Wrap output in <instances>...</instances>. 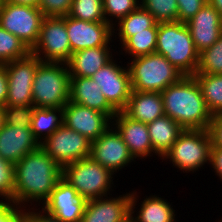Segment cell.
Returning a JSON list of instances; mask_svg holds the SVG:
<instances>
[{
  "label": "cell",
  "mask_w": 222,
  "mask_h": 222,
  "mask_svg": "<svg viewBox=\"0 0 222 222\" xmlns=\"http://www.w3.org/2000/svg\"><path fill=\"white\" fill-rule=\"evenodd\" d=\"M91 144L88 138L62 124L40 146L63 169L90 157Z\"/></svg>",
  "instance_id": "obj_10"
},
{
  "label": "cell",
  "mask_w": 222,
  "mask_h": 222,
  "mask_svg": "<svg viewBox=\"0 0 222 222\" xmlns=\"http://www.w3.org/2000/svg\"><path fill=\"white\" fill-rule=\"evenodd\" d=\"M34 105L4 106V124L12 127L31 128Z\"/></svg>",
  "instance_id": "obj_35"
},
{
  "label": "cell",
  "mask_w": 222,
  "mask_h": 222,
  "mask_svg": "<svg viewBox=\"0 0 222 222\" xmlns=\"http://www.w3.org/2000/svg\"><path fill=\"white\" fill-rule=\"evenodd\" d=\"M65 24L71 55L87 48L112 47L110 43L113 42V27L107 22H87L67 15L65 16Z\"/></svg>",
  "instance_id": "obj_15"
},
{
  "label": "cell",
  "mask_w": 222,
  "mask_h": 222,
  "mask_svg": "<svg viewBox=\"0 0 222 222\" xmlns=\"http://www.w3.org/2000/svg\"><path fill=\"white\" fill-rule=\"evenodd\" d=\"M122 222H135V220L133 219V215H129L126 219H124Z\"/></svg>",
  "instance_id": "obj_47"
},
{
  "label": "cell",
  "mask_w": 222,
  "mask_h": 222,
  "mask_svg": "<svg viewBox=\"0 0 222 222\" xmlns=\"http://www.w3.org/2000/svg\"><path fill=\"white\" fill-rule=\"evenodd\" d=\"M8 95V79L4 64H0V105L5 106Z\"/></svg>",
  "instance_id": "obj_43"
},
{
  "label": "cell",
  "mask_w": 222,
  "mask_h": 222,
  "mask_svg": "<svg viewBox=\"0 0 222 222\" xmlns=\"http://www.w3.org/2000/svg\"><path fill=\"white\" fill-rule=\"evenodd\" d=\"M139 196L135 191H131L130 200V214L134 215L133 219L135 222H175L176 213L172 208V204L168 203L166 199L159 197V195L146 196L144 201H141L139 205V211L136 213L135 217V206L138 202Z\"/></svg>",
  "instance_id": "obj_23"
},
{
  "label": "cell",
  "mask_w": 222,
  "mask_h": 222,
  "mask_svg": "<svg viewBox=\"0 0 222 222\" xmlns=\"http://www.w3.org/2000/svg\"><path fill=\"white\" fill-rule=\"evenodd\" d=\"M140 6L148 11L157 23L178 21L177 0H140Z\"/></svg>",
  "instance_id": "obj_33"
},
{
  "label": "cell",
  "mask_w": 222,
  "mask_h": 222,
  "mask_svg": "<svg viewBox=\"0 0 222 222\" xmlns=\"http://www.w3.org/2000/svg\"><path fill=\"white\" fill-rule=\"evenodd\" d=\"M43 12L36 7L2 2L0 26L18 37L31 50L39 37Z\"/></svg>",
  "instance_id": "obj_9"
},
{
  "label": "cell",
  "mask_w": 222,
  "mask_h": 222,
  "mask_svg": "<svg viewBox=\"0 0 222 222\" xmlns=\"http://www.w3.org/2000/svg\"><path fill=\"white\" fill-rule=\"evenodd\" d=\"M131 193L87 200L81 222H122L130 215Z\"/></svg>",
  "instance_id": "obj_19"
},
{
  "label": "cell",
  "mask_w": 222,
  "mask_h": 222,
  "mask_svg": "<svg viewBox=\"0 0 222 222\" xmlns=\"http://www.w3.org/2000/svg\"><path fill=\"white\" fill-rule=\"evenodd\" d=\"M114 174L91 157L78 160L62 169V178L86 200L105 197L113 188Z\"/></svg>",
  "instance_id": "obj_7"
},
{
  "label": "cell",
  "mask_w": 222,
  "mask_h": 222,
  "mask_svg": "<svg viewBox=\"0 0 222 222\" xmlns=\"http://www.w3.org/2000/svg\"><path fill=\"white\" fill-rule=\"evenodd\" d=\"M68 16L87 22H106L103 0H73Z\"/></svg>",
  "instance_id": "obj_31"
},
{
  "label": "cell",
  "mask_w": 222,
  "mask_h": 222,
  "mask_svg": "<svg viewBox=\"0 0 222 222\" xmlns=\"http://www.w3.org/2000/svg\"><path fill=\"white\" fill-rule=\"evenodd\" d=\"M42 61L32 53L5 63L8 95L5 106L33 105L32 84L38 65Z\"/></svg>",
  "instance_id": "obj_11"
},
{
  "label": "cell",
  "mask_w": 222,
  "mask_h": 222,
  "mask_svg": "<svg viewBox=\"0 0 222 222\" xmlns=\"http://www.w3.org/2000/svg\"><path fill=\"white\" fill-rule=\"evenodd\" d=\"M90 157L113 174L135 162L128 146L113 125L92 141Z\"/></svg>",
  "instance_id": "obj_14"
},
{
  "label": "cell",
  "mask_w": 222,
  "mask_h": 222,
  "mask_svg": "<svg viewBox=\"0 0 222 222\" xmlns=\"http://www.w3.org/2000/svg\"><path fill=\"white\" fill-rule=\"evenodd\" d=\"M153 150L160 159L176 142L183 128L172 118L163 115L147 124Z\"/></svg>",
  "instance_id": "obj_25"
},
{
  "label": "cell",
  "mask_w": 222,
  "mask_h": 222,
  "mask_svg": "<svg viewBox=\"0 0 222 222\" xmlns=\"http://www.w3.org/2000/svg\"><path fill=\"white\" fill-rule=\"evenodd\" d=\"M4 124V106L0 105V129Z\"/></svg>",
  "instance_id": "obj_46"
},
{
  "label": "cell",
  "mask_w": 222,
  "mask_h": 222,
  "mask_svg": "<svg viewBox=\"0 0 222 222\" xmlns=\"http://www.w3.org/2000/svg\"><path fill=\"white\" fill-rule=\"evenodd\" d=\"M212 139L208 129H184L161 160L172 162L184 173H194L210 164Z\"/></svg>",
  "instance_id": "obj_6"
},
{
  "label": "cell",
  "mask_w": 222,
  "mask_h": 222,
  "mask_svg": "<svg viewBox=\"0 0 222 222\" xmlns=\"http://www.w3.org/2000/svg\"><path fill=\"white\" fill-rule=\"evenodd\" d=\"M155 53L163 55L184 75H194L199 52L194 46L190 30L183 22L158 23Z\"/></svg>",
  "instance_id": "obj_3"
},
{
  "label": "cell",
  "mask_w": 222,
  "mask_h": 222,
  "mask_svg": "<svg viewBox=\"0 0 222 222\" xmlns=\"http://www.w3.org/2000/svg\"><path fill=\"white\" fill-rule=\"evenodd\" d=\"M14 174L13 203L28 208L36 202L37 208V202L43 204L62 178V168L40 146L14 164Z\"/></svg>",
  "instance_id": "obj_1"
},
{
  "label": "cell",
  "mask_w": 222,
  "mask_h": 222,
  "mask_svg": "<svg viewBox=\"0 0 222 222\" xmlns=\"http://www.w3.org/2000/svg\"><path fill=\"white\" fill-rule=\"evenodd\" d=\"M63 124V107H34L31 130L41 144Z\"/></svg>",
  "instance_id": "obj_27"
},
{
  "label": "cell",
  "mask_w": 222,
  "mask_h": 222,
  "mask_svg": "<svg viewBox=\"0 0 222 222\" xmlns=\"http://www.w3.org/2000/svg\"><path fill=\"white\" fill-rule=\"evenodd\" d=\"M122 112L135 121L146 124L153 122L165 115L161 93L132 90Z\"/></svg>",
  "instance_id": "obj_22"
},
{
  "label": "cell",
  "mask_w": 222,
  "mask_h": 222,
  "mask_svg": "<svg viewBox=\"0 0 222 222\" xmlns=\"http://www.w3.org/2000/svg\"><path fill=\"white\" fill-rule=\"evenodd\" d=\"M63 124L92 142L111 127L112 119L95 109L68 101L63 107Z\"/></svg>",
  "instance_id": "obj_16"
},
{
  "label": "cell",
  "mask_w": 222,
  "mask_h": 222,
  "mask_svg": "<svg viewBox=\"0 0 222 222\" xmlns=\"http://www.w3.org/2000/svg\"><path fill=\"white\" fill-rule=\"evenodd\" d=\"M130 62L127 65L134 91L161 93L184 76L163 55L157 53L135 57Z\"/></svg>",
  "instance_id": "obj_4"
},
{
  "label": "cell",
  "mask_w": 222,
  "mask_h": 222,
  "mask_svg": "<svg viewBox=\"0 0 222 222\" xmlns=\"http://www.w3.org/2000/svg\"><path fill=\"white\" fill-rule=\"evenodd\" d=\"M212 146L222 148V113L212 115L209 126Z\"/></svg>",
  "instance_id": "obj_40"
},
{
  "label": "cell",
  "mask_w": 222,
  "mask_h": 222,
  "mask_svg": "<svg viewBox=\"0 0 222 222\" xmlns=\"http://www.w3.org/2000/svg\"><path fill=\"white\" fill-rule=\"evenodd\" d=\"M186 24L199 53L211 47L222 33V15L209 2Z\"/></svg>",
  "instance_id": "obj_18"
},
{
  "label": "cell",
  "mask_w": 222,
  "mask_h": 222,
  "mask_svg": "<svg viewBox=\"0 0 222 222\" xmlns=\"http://www.w3.org/2000/svg\"><path fill=\"white\" fill-rule=\"evenodd\" d=\"M0 222H24V208L0 200Z\"/></svg>",
  "instance_id": "obj_39"
},
{
  "label": "cell",
  "mask_w": 222,
  "mask_h": 222,
  "mask_svg": "<svg viewBox=\"0 0 222 222\" xmlns=\"http://www.w3.org/2000/svg\"><path fill=\"white\" fill-rule=\"evenodd\" d=\"M158 28H149L148 32H140L129 37L121 46L125 54L132 58L153 54L156 51Z\"/></svg>",
  "instance_id": "obj_29"
},
{
  "label": "cell",
  "mask_w": 222,
  "mask_h": 222,
  "mask_svg": "<svg viewBox=\"0 0 222 222\" xmlns=\"http://www.w3.org/2000/svg\"><path fill=\"white\" fill-rule=\"evenodd\" d=\"M39 147L40 144L34 138L31 128L3 124L0 129V157L13 164Z\"/></svg>",
  "instance_id": "obj_20"
},
{
  "label": "cell",
  "mask_w": 222,
  "mask_h": 222,
  "mask_svg": "<svg viewBox=\"0 0 222 222\" xmlns=\"http://www.w3.org/2000/svg\"><path fill=\"white\" fill-rule=\"evenodd\" d=\"M2 2L39 8L40 0H2Z\"/></svg>",
  "instance_id": "obj_44"
},
{
  "label": "cell",
  "mask_w": 222,
  "mask_h": 222,
  "mask_svg": "<svg viewBox=\"0 0 222 222\" xmlns=\"http://www.w3.org/2000/svg\"><path fill=\"white\" fill-rule=\"evenodd\" d=\"M212 115L222 113V74H194Z\"/></svg>",
  "instance_id": "obj_28"
},
{
  "label": "cell",
  "mask_w": 222,
  "mask_h": 222,
  "mask_svg": "<svg viewBox=\"0 0 222 222\" xmlns=\"http://www.w3.org/2000/svg\"><path fill=\"white\" fill-rule=\"evenodd\" d=\"M109 46L87 48L72 53L67 63L70 76L91 77L113 59ZM111 51V52H110Z\"/></svg>",
  "instance_id": "obj_24"
},
{
  "label": "cell",
  "mask_w": 222,
  "mask_h": 222,
  "mask_svg": "<svg viewBox=\"0 0 222 222\" xmlns=\"http://www.w3.org/2000/svg\"><path fill=\"white\" fill-rule=\"evenodd\" d=\"M210 166L213 168L215 175L219 176L222 181V148L211 146Z\"/></svg>",
  "instance_id": "obj_42"
},
{
  "label": "cell",
  "mask_w": 222,
  "mask_h": 222,
  "mask_svg": "<svg viewBox=\"0 0 222 222\" xmlns=\"http://www.w3.org/2000/svg\"><path fill=\"white\" fill-rule=\"evenodd\" d=\"M100 89L91 77L71 76L69 101L95 109L112 119L117 111L108 103Z\"/></svg>",
  "instance_id": "obj_21"
},
{
  "label": "cell",
  "mask_w": 222,
  "mask_h": 222,
  "mask_svg": "<svg viewBox=\"0 0 222 222\" xmlns=\"http://www.w3.org/2000/svg\"><path fill=\"white\" fill-rule=\"evenodd\" d=\"M207 2L208 0H177L178 22H188Z\"/></svg>",
  "instance_id": "obj_38"
},
{
  "label": "cell",
  "mask_w": 222,
  "mask_h": 222,
  "mask_svg": "<svg viewBox=\"0 0 222 222\" xmlns=\"http://www.w3.org/2000/svg\"><path fill=\"white\" fill-rule=\"evenodd\" d=\"M73 0H40L39 9L45 17H62L69 14Z\"/></svg>",
  "instance_id": "obj_37"
},
{
  "label": "cell",
  "mask_w": 222,
  "mask_h": 222,
  "mask_svg": "<svg viewBox=\"0 0 222 222\" xmlns=\"http://www.w3.org/2000/svg\"><path fill=\"white\" fill-rule=\"evenodd\" d=\"M30 53L24 42L0 26V64L24 58Z\"/></svg>",
  "instance_id": "obj_30"
},
{
  "label": "cell",
  "mask_w": 222,
  "mask_h": 222,
  "mask_svg": "<svg viewBox=\"0 0 222 222\" xmlns=\"http://www.w3.org/2000/svg\"><path fill=\"white\" fill-rule=\"evenodd\" d=\"M112 125L120 133L134 159H144L152 156L153 153L158 155L153 150L146 123L135 121L122 111H117L112 118Z\"/></svg>",
  "instance_id": "obj_17"
},
{
  "label": "cell",
  "mask_w": 222,
  "mask_h": 222,
  "mask_svg": "<svg viewBox=\"0 0 222 222\" xmlns=\"http://www.w3.org/2000/svg\"><path fill=\"white\" fill-rule=\"evenodd\" d=\"M195 74H222V33L211 47L199 53Z\"/></svg>",
  "instance_id": "obj_32"
},
{
  "label": "cell",
  "mask_w": 222,
  "mask_h": 222,
  "mask_svg": "<svg viewBox=\"0 0 222 222\" xmlns=\"http://www.w3.org/2000/svg\"><path fill=\"white\" fill-rule=\"evenodd\" d=\"M31 53L42 62L67 64L71 58V47L66 30L65 16L44 17L38 40Z\"/></svg>",
  "instance_id": "obj_8"
},
{
  "label": "cell",
  "mask_w": 222,
  "mask_h": 222,
  "mask_svg": "<svg viewBox=\"0 0 222 222\" xmlns=\"http://www.w3.org/2000/svg\"><path fill=\"white\" fill-rule=\"evenodd\" d=\"M208 2L222 15V0H208Z\"/></svg>",
  "instance_id": "obj_45"
},
{
  "label": "cell",
  "mask_w": 222,
  "mask_h": 222,
  "mask_svg": "<svg viewBox=\"0 0 222 222\" xmlns=\"http://www.w3.org/2000/svg\"><path fill=\"white\" fill-rule=\"evenodd\" d=\"M70 74L67 64L41 62L32 84L35 107H64L70 97Z\"/></svg>",
  "instance_id": "obj_5"
},
{
  "label": "cell",
  "mask_w": 222,
  "mask_h": 222,
  "mask_svg": "<svg viewBox=\"0 0 222 222\" xmlns=\"http://www.w3.org/2000/svg\"><path fill=\"white\" fill-rule=\"evenodd\" d=\"M34 207L33 204V208H24V222H60L53 216L46 214L43 210L40 211V208L35 209ZM37 210H39V212H37Z\"/></svg>",
  "instance_id": "obj_41"
},
{
  "label": "cell",
  "mask_w": 222,
  "mask_h": 222,
  "mask_svg": "<svg viewBox=\"0 0 222 222\" xmlns=\"http://www.w3.org/2000/svg\"><path fill=\"white\" fill-rule=\"evenodd\" d=\"M139 6L140 0H103L106 22L113 27L116 22L135 11Z\"/></svg>",
  "instance_id": "obj_34"
},
{
  "label": "cell",
  "mask_w": 222,
  "mask_h": 222,
  "mask_svg": "<svg viewBox=\"0 0 222 222\" xmlns=\"http://www.w3.org/2000/svg\"><path fill=\"white\" fill-rule=\"evenodd\" d=\"M87 200L63 178L42 204V210L60 222H81Z\"/></svg>",
  "instance_id": "obj_13"
},
{
  "label": "cell",
  "mask_w": 222,
  "mask_h": 222,
  "mask_svg": "<svg viewBox=\"0 0 222 222\" xmlns=\"http://www.w3.org/2000/svg\"><path fill=\"white\" fill-rule=\"evenodd\" d=\"M149 28H158V23L148 11L139 6L135 11L131 12L129 15L114 24L112 31L113 37L117 34L119 37L118 41L123 44L129 37L136 33L148 32Z\"/></svg>",
  "instance_id": "obj_26"
},
{
  "label": "cell",
  "mask_w": 222,
  "mask_h": 222,
  "mask_svg": "<svg viewBox=\"0 0 222 222\" xmlns=\"http://www.w3.org/2000/svg\"><path fill=\"white\" fill-rule=\"evenodd\" d=\"M117 63L113 58L91 78L97 82L108 103L116 111H122L127 105L132 88L128 65L123 67Z\"/></svg>",
  "instance_id": "obj_12"
},
{
  "label": "cell",
  "mask_w": 222,
  "mask_h": 222,
  "mask_svg": "<svg viewBox=\"0 0 222 222\" xmlns=\"http://www.w3.org/2000/svg\"><path fill=\"white\" fill-rule=\"evenodd\" d=\"M165 115L183 129H209V112L201 88L193 75H184L161 92Z\"/></svg>",
  "instance_id": "obj_2"
},
{
  "label": "cell",
  "mask_w": 222,
  "mask_h": 222,
  "mask_svg": "<svg viewBox=\"0 0 222 222\" xmlns=\"http://www.w3.org/2000/svg\"><path fill=\"white\" fill-rule=\"evenodd\" d=\"M14 164L0 157V198L12 202L14 196Z\"/></svg>",
  "instance_id": "obj_36"
}]
</instances>
